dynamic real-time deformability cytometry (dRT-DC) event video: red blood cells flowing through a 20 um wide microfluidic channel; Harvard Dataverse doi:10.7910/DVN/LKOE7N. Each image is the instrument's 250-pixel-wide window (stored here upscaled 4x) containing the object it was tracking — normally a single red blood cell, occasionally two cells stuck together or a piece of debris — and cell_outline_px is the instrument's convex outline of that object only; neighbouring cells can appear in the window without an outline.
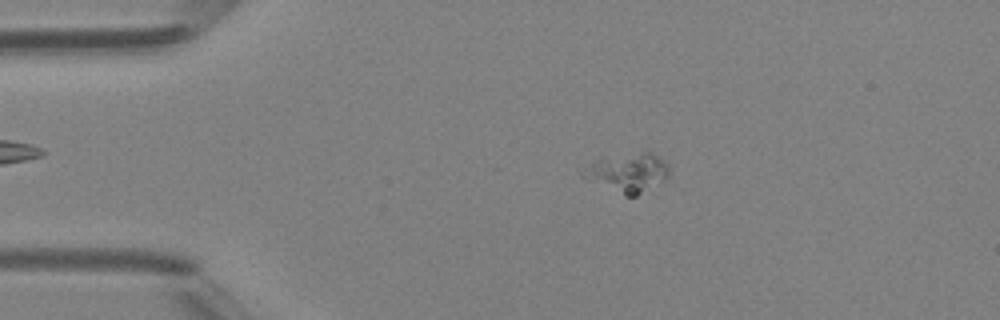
{"species": "Egyptian fruit bat (a non-hibernating species)", "species_latin": "Rousettus aegyptiacus", "temperature_condition": "room temperature", "stored_images_in_passage": 4, "camera_frame_rate_fps": 3000, "um_per_image_px": 0.085, "animal": {"sex": "female"}, "frame": {"image": 1, "passage_image": 4, "time_ms": 4.333, "image_size_px": [1000, 320], "cell_outline_px": [[668, 176], [664, 180], [636, 196], [624, 196], [584, 180], [580, 176], [580, 172], [596, 160], [644, 148], [668, 160]], "centroid_in_image_um": [53.36, 14.64], "position_along_channel_um": 31.6, "area_um2": 20.35}}